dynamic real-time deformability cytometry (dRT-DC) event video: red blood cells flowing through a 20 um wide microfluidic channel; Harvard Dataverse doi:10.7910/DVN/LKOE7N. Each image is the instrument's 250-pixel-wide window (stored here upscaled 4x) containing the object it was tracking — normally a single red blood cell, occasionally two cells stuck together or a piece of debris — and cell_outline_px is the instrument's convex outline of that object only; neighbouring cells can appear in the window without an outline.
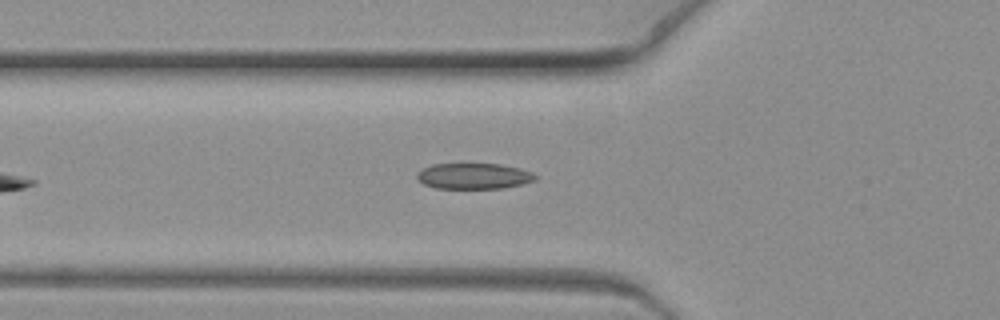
{"species": "common noctule bat (a hibernating species)", "species_latin": "Nyctalus noctula", "temperature_condition": "warm", "stored_images_in_passage": 8, "camera_frame_rate_fps": 3000, "um_per_image_px": 0.085, "animal": {"sex": "female", "body_mass_g": 19.3, "forearm_length_mm": 54.1}, "frame": {"image": 1, "passage_image": 8, "time_ms": 2.333, "image_size_px": [1000, 320], "cell_outline_px": [[536, 180], [504, 188], [436, 188], [424, 184], [416, 180], [416, 172], [432, 164], [500, 164], [520, 168], [532, 172], [536, 176]], "centroid_in_image_um": [40.24, 14.96], "position_along_channel_um": 85.6, "area_um2": 17.8}}